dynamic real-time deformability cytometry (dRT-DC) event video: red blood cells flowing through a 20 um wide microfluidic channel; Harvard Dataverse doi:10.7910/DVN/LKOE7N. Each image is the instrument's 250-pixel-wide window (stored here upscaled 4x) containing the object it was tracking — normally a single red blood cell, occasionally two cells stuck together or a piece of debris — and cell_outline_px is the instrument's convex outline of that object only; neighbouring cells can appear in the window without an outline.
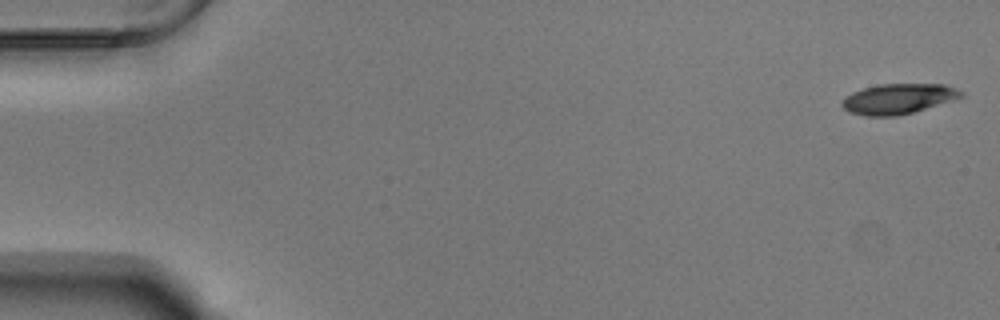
{"species": "Egyptian fruit bat (a non-hibernating species)", "species_latin": "Rousettus aegyptiacus", "temperature_condition": "warm", "stored_images_in_passage": 54, "camera_frame_rate_fps": 3000, "um_per_image_px": 0.085, "animal": {"sex": "male"}, "frame": {"image": 1, "passage_image": 1, "time_ms": 0.0, "image_size_px": [1000, 320], "cell_outline_px": [[964, 96], [952, 100], [912, 112], [896, 116], [864, 116], [848, 112], [840, 104], [852, 92], [864, 88], [880, 84], [944, 84], [956, 88], [964, 92]], "centroid_in_image_um": [76.35, 8.4], "position_along_channel_um": 8.6, "area_um2": 20.81}}
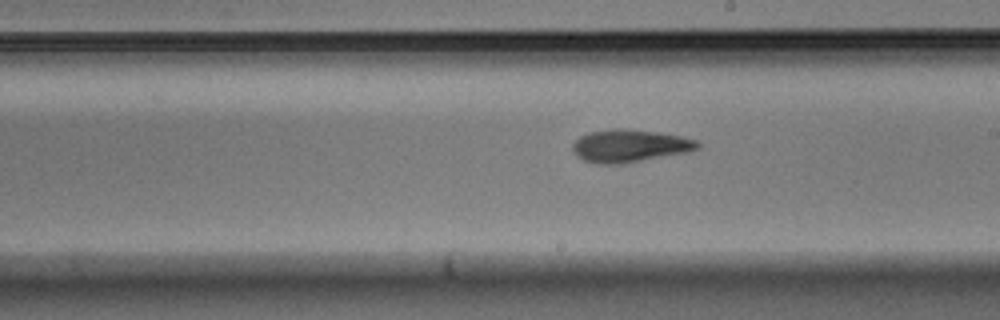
{"frame": {"image": 2, "passage_image": 31, "time_ms": 10.0, "image_size_px": [1000, 320], "cell_outline_px": [[700, 148], [688, 152], [624, 164], [596, 164], [584, 160], [576, 156], [572, 152], [572, 144], [580, 136], [588, 132], [616, 128], [624, 128], [660, 132], [680, 136], [696, 140], [700, 144]], "centroid_in_image_um": [53.51, 12.4], "position_along_channel_um": 235.5, "area_um2": 24.1}}
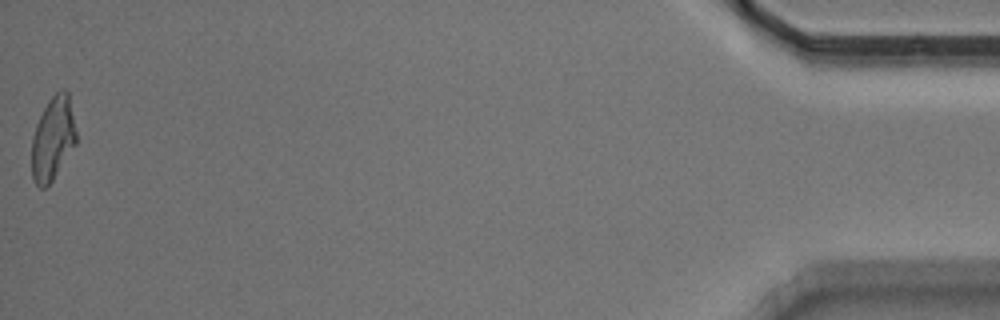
{"frame": {"image": 3, "passage_image": 54, "time_ms": 17.667, "image_size_px": [1000, 320], "cell_outline_px": [[76, 144], [52, 180], [44, 188], [40, 188], [36, 184], [32, 176], [32, 136], [36, 124], [44, 108], [52, 96], [60, 88], [64, 88], [68, 92], [76, 132]], "centroid_in_image_um": [4.49, 11.76], "position_along_channel_um": 430.7, "area_um2": 21.44}, "authors_computed_cell_mechanics": {"area_um2": 22.1952, "velocity_mm_per_s": 3.7564, "shape_relaxation_time_tau1_ms": 2.9787, "shape_relaxation_time_tau2_ms": 4.8176, "deformation_change_tau1": 0.1632, "deformation_change_tau2": 0.1444}}